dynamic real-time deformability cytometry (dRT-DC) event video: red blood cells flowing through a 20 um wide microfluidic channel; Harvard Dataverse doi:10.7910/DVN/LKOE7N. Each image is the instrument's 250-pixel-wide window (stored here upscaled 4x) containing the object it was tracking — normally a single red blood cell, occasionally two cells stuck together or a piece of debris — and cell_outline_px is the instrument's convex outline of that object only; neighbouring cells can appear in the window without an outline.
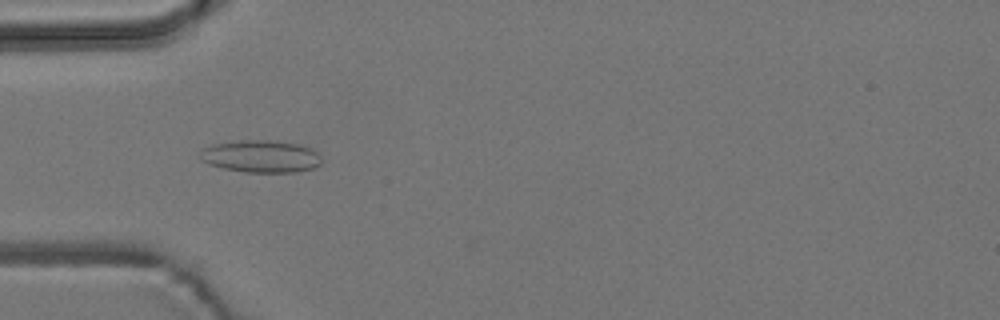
{"species": "common noctule bat (a hibernating species)", "species_latin": "Nyctalus noctula", "temperature_condition": "room temperature", "stored_images_in_passage": 8, "camera_frame_rate_fps": 3000, "um_per_image_px": 0.085, "animal": {"sex": "male", "body_mass_g": 19.2, "forearm_length_mm": 51.8}, "frame": {"image": 1, "passage_image": 5, "time_ms": 4.667, "image_size_px": [1000, 320], "cell_outline_px": [[320, 164], [312, 168], [296, 172], [244, 172], [224, 168], [208, 164], [200, 160], [200, 148], [212, 144], [240, 140], [276, 140], [300, 144], [312, 148], [320, 156]], "centroid_in_image_um": [22.14, 13.27], "position_along_channel_um": 62.9, "area_um2": 23.12}}
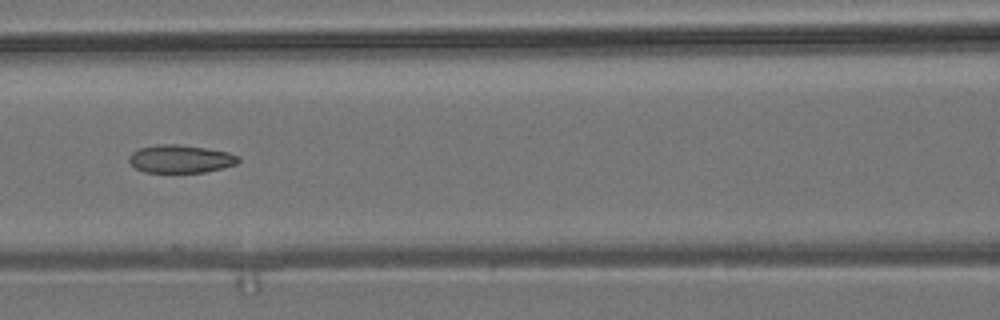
{"frame": {"image": 2, "passage_image": 7, "time_ms": 7.0, "image_size_px": [1000, 320], "cell_outline_px": [[240, 160], [236, 164], [204, 172], [144, 172], [136, 168], [128, 160], [128, 156], [132, 152], [140, 148], [156, 144], [176, 144], [208, 148], [228, 152], [240, 156]], "centroid_in_image_um": [15.34, 13.49], "position_along_channel_um": 151.3, "area_um2": 17.8}}
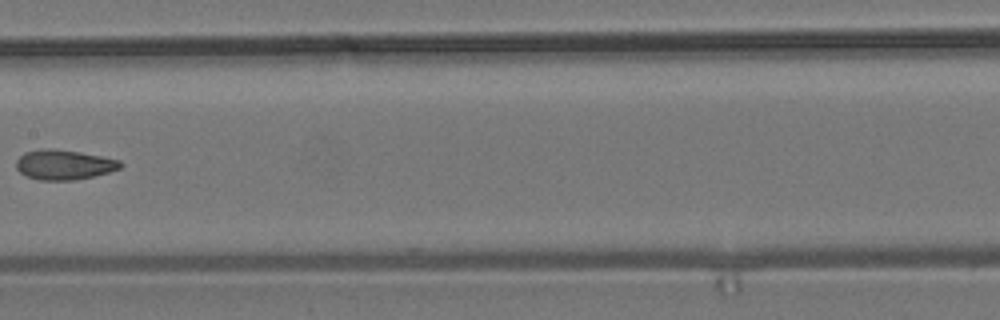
{"frame": {"image": 3, "passage_image": 8, "time_ms": 8.333, "image_size_px": [1000, 320], "cell_outline_px": [[124, 164], [120, 168], [108, 172], [92, 176], [72, 180], [40, 180], [24, 176], [16, 168], [16, 160], [24, 152], [40, 148], [52, 148], [80, 152], [120, 160]], "centroid_in_image_um": [5.4, 13.99], "position_along_channel_um": 202.0, "area_um2": 18.21}}